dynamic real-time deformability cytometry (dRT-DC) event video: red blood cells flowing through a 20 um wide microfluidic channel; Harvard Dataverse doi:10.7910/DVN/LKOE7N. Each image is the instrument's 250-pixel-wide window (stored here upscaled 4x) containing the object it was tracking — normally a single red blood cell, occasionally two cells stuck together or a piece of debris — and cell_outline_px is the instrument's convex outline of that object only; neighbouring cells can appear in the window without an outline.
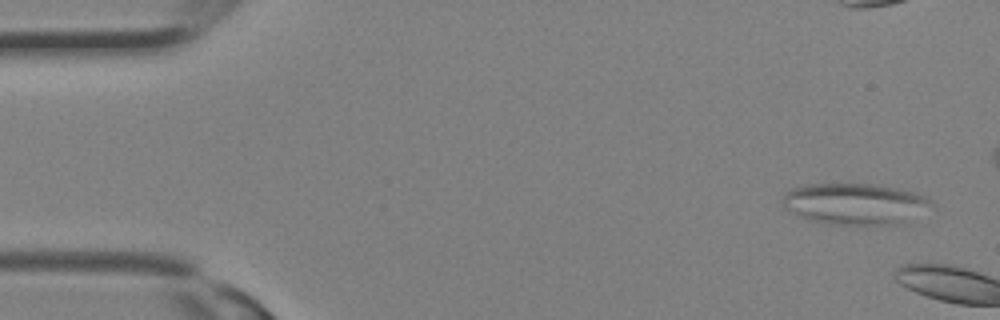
{"species": "Egyptian fruit bat (a non-hibernating species)", "species_latin": "Rousettus aegyptiacus", "temperature_condition": "room temperature", "stored_images_in_passage": 3, "camera_frame_rate_fps": 3000, "um_per_image_px": 0.085, "animal": {"sex": "female"}, "frame": {"image": 1, "passage_image": 1, "time_ms": 0.0, "image_size_px": [1000, 320], "cell_outline_px": [[936, 208], [908, 224], [828, 224], [808, 220], [788, 208], [780, 200], [792, 188], [804, 184], [872, 184], [896, 188], [928, 196], [936, 204]], "centroid_in_image_um": [72.85, 17.34], "position_along_channel_um": 12.1, "area_um2": 36.41}}